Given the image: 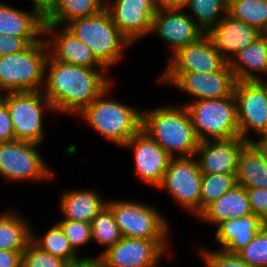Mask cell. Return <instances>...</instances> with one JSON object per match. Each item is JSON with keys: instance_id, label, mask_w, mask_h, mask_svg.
<instances>
[{"instance_id": "1", "label": "cell", "mask_w": 267, "mask_h": 267, "mask_svg": "<svg viewBox=\"0 0 267 267\" xmlns=\"http://www.w3.org/2000/svg\"><path fill=\"white\" fill-rule=\"evenodd\" d=\"M47 69L42 92L57 113L79 114L112 85L106 68L79 67L49 55Z\"/></svg>"}, {"instance_id": "2", "label": "cell", "mask_w": 267, "mask_h": 267, "mask_svg": "<svg viewBox=\"0 0 267 267\" xmlns=\"http://www.w3.org/2000/svg\"><path fill=\"white\" fill-rule=\"evenodd\" d=\"M142 111V130L172 158L195 156L199 145L185 105Z\"/></svg>"}, {"instance_id": "3", "label": "cell", "mask_w": 267, "mask_h": 267, "mask_svg": "<svg viewBox=\"0 0 267 267\" xmlns=\"http://www.w3.org/2000/svg\"><path fill=\"white\" fill-rule=\"evenodd\" d=\"M109 89L110 87L79 114L104 138L123 147L142 129V112L132 106L105 99Z\"/></svg>"}, {"instance_id": "4", "label": "cell", "mask_w": 267, "mask_h": 267, "mask_svg": "<svg viewBox=\"0 0 267 267\" xmlns=\"http://www.w3.org/2000/svg\"><path fill=\"white\" fill-rule=\"evenodd\" d=\"M49 47L44 38L24 51L0 57V90L3 92L41 91ZM0 91V95L3 93Z\"/></svg>"}, {"instance_id": "5", "label": "cell", "mask_w": 267, "mask_h": 267, "mask_svg": "<svg viewBox=\"0 0 267 267\" xmlns=\"http://www.w3.org/2000/svg\"><path fill=\"white\" fill-rule=\"evenodd\" d=\"M65 27L88 45L106 69L116 64L123 57L124 50L132 46L113 23L106 9L90 17L75 19Z\"/></svg>"}, {"instance_id": "6", "label": "cell", "mask_w": 267, "mask_h": 267, "mask_svg": "<svg viewBox=\"0 0 267 267\" xmlns=\"http://www.w3.org/2000/svg\"><path fill=\"white\" fill-rule=\"evenodd\" d=\"M200 142L240 136L234 94L220 99H201L183 104Z\"/></svg>"}, {"instance_id": "7", "label": "cell", "mask_w": 267, "mask_h": 267, "mask_svg": "<svg viewBox=\"0 0 267 267\" xmlns=\"http://www.w3.org/2000/svg\"><path fill=\"white\" fill-rule=\"evenodd\" d=\"M0 98L8 108L13 122L15 140L41 144L45 137L43 112L45 109L54 111L42 90L7 92L6 94L2 93Z\"/></svg>"}, {"instance_id": "8", "label": "cell", "mask_w": 267, "mask_h": 267, "mask_svg": "<svg viewBox=\"0 0 267 267\" xmlns=\"http://www.w3.org/2000/svg\"><path fill=\"white\" fill-rule=\"evenodd\" d=\"M122 237L168 240L169 223L156 208L133 201L109 200Z\"/></svg>"}, {"instance_id": "9", "label": "cell", "mask_w": 267, "mask_h": 267, "mask_svg": "<svg viewBox=\"0 0 267 267\" xmlns=\"http://www.w3.org/2000/svg\"><path fill=\"white\" fill-rule=\"evenodd\" d=\"M38 146L20 140L0 142V176L12 181L53 178L54 172L42 159L36 148Z\"/></svg>"}, {"instance_id": "10", "label": "cell", "mask_w": 267, "mask_h": 267, "mask_svg": "<svg viewBox=\"0 0 267 267\" xmlns=\"http://www.w3.org/2000/svg\"><path fill=\"white\" fill-rule=\"evenodd\" d=\"M193 157L171 158L157 188L167 190L176 203L199 216L202 172Z\"/></svg>"}, {"instance_id": "11", "label": "cell", "mask_w": 267, "mask_h": 267, "mask_svg": "<svg viewBox=\"0 0 267 267\" xmlns=\"http://www.w3.org/2000/svg\"><path fill=\"white\" fill-rule=\"evenodd\" d=\"M161 82L172 84L194 96L195 100L220 99L232 96L236 79L229 65L221 71L202 72H163Z\"/></svg>"}, {"instance_id": "12", "label": "cell", "mask_w": 267, "mask_h": 267, "mask_svg": "<svg viewBox=\"0 0 267 267\" xmlns=\"http://www.w3.org/2000/svg\"><path fill=\"white\" fill-rule=\"evenodd\" d=\"M266 81H236L234 87L240 136L248 142L250 130L260 137L267 129Z\"/></svg>"}, {"instance_id": "13", "label": "cell", "mask_w": 267, "mask_h": 267, "mask_svg": "<svg viewBox=\"0 0 267 267\" xmlns=\"http://www.w3.org/2000/svg\"><path fill=\"white\" fill-rule=\"evenodd\" d=\"M168 240L122 237L100 257L107 267H158Z\"/></svg>"}, {"instance_id": "14", "label": "cell", "mask_w": 267, "mask_h": 267, "mask_svg": "<svg viewBox=\"0 0 267 267\" xmlns=\"http://www.w3.org/2000/svg\"><path fill=\"white\" fill-rule=\"evenodd\" d=\"M105 9L131 44L151 32L158 11L155 0H106Z\"/></svg>"}, {"instance_id": "15", "label": "cell", "mask_w": 267, "mask_h": 267, "mask_svg": "<svg viewBox=\"0 0 267 267\" xmlns=\"http://www.w3.org/2000/svg\"><path fill=\"white\" fill-rule=\"evenodd\" d=\"M168 62L164 72L211 73L221 71L228 64L207 33L177 50Z\"/></svg>"}, {"instance_id": "16", "label": "cell", "mask_w": 267, "mask_h": 267, "mask_svg": "<svg viewBox=\"0 0 267 267\" xmlns=\"http://www.w3.org/2000/svg\"><path fill=\"white\" fill-rule=\"evenodd\" d=\"M123 147L134 151L136 175L146 184L158 187L172 157L142 129Z\"/></svg>"}, {"instance_id": "17", "label": "cell", "mask_w": 267, "mask_h": 267, "mask_svg": "<svg viewBox=\"0 0 267 267\" xmlns=\"http://www.w3.org/2000/svg\"><path fill=\"white\" fill-rule=\"evenodd\" d=\"M152 33L171 46V55L205 34L185 9L158 10L153 19Z\"/></svg>"}, {"instance_id": "18", "label": "cell", "mask_w": 267, "mask_h": 267, "mask_svg": "<svg viewBox=\"0 0 267 267\" xmlns=\"http://www.w3.org/2000/svg\"><path fill=\"white\" fill-rule=\"evenodd\" d=\"M248 143L241 136L199 142L195 157L202 174H236L241 150Z\"/></svg>"}, {"instance_id": "19", "label": "cell", "mask_w": 267, "mask_h": 267, "mask_svg": "<svg viewBox=\"0 0 267 267\" xmlns=\"http://www.w3.org/2000/svg\"><path fill=\"white\" fill-rule=\"evenodd\" d=\"M56 25H44L45 34H53L50 40H46L49 55L56 61L73 64L79 67L105 68L92 54L91 49L78 39L72 32L63 26L60 33H57Z\"/></svg>"}, {"instance_id": "20", "label": "cell", "mask_w": 267, "mask_h": 267, "mask_svg": "<svg viewBox=\"0 0 267 267\" xmlns=\"http://www.w3.org/2000/svg\"><path fill=\"white\" fill-rule=\"evenodd\" d=\"M207 34L215 48L229 62L236 53L254 43L264 33L227 14Z\"/></svg>"}, {"instance_id": "21", "label": "cell", "mask_w": 267, "mask_h": 267, "mask_svg": "<svg viewBox=\"0 0 267 267\" xmlns=\"http://www.w3.org/2000/svg\"><path fill=\"white\" fill-rule=\"evenodd\" d=\"M266 224L260 216L254 214L226 220L218 225L215 240L219 243L221 251L238 254Z\"/></svg>"}, {"instance_id": "22", "label": "cell", "mask_w": 267, "mask_h": 267, "mask_svg": "<svg viewBox=\"0 0 267 267\" xmlns=\"http://www.w3.org/2000/svg\"><path fill=\"white\" fill-rule=\"evenodd\" d=\"M253 214L246 189L235 185L220 198L210 204L199 216V219L218 226L221 222L238 219Z\"/></svg>"}, {"instance_id": "23", "label": "cell", "mask_w": 267, "mask_h": 267, "mask_svg": "<svg viewBox=\"0 0 267 267\" xmlns=\"http://www.w3.org/2000/svg\"><path fill=\"white\" fill-rule=\"evenodd\" d=\"M228 65L236 81H262L255 72L267 76V34L236 53Z\"/></svg>"}, {"instance_id": "24", "label": "cell", "mask_w": 267, "mask_h": 267, "mask_svg": "<svg viewBox=\"0 0 267 267\" xmlns=\"http://www.w3.org/2000/svg\"><path fill=\"white\" fill-rule=\"evenodd\" d=\"M60 200L62 220L91 223L93 217L106 205L95 190L66 191Z\"/></svg>"}, {"instance_id": "25", "label": "cell", "mask_w": 267, "mask_h": 267, "mask_svg": "<svg viewBox=\"0 0 267 267\" xmlns=\"http://www.w3.org/2000/svg\"><path fill=\"white\" fill-rule=\"evenodd\" d=\"M44 36V21L32 10L25 12L0 2V35Z\"/></svg>"}, {"instance_id": "26", "label": "cell", "mask_w": 267, "mask_h": 267, "mask_svg": "<svg viewBox=\"0 0 267 267\" xmlns=\"http://www.w3.org/2000/svg\"><path fill=\"white\" fill-rule=\"evenodd\" d=\"M236 183L245 189H267V166L258 149L248 142L240 152Z\"/></svg>"}, {"instance_id": "27", "label": "cell", "mask_w": 267, "mask_h": 267, "mask_svg": "<svg viewBox=\"0 0 267 267\" xmlns=\"http://www.w3.org/2000/svg\"><path fill=\"white\" fill-rule=\"evenodd\" d=\"M29 226L14 210L0 214V250L23 252L31 241Z\"/></svg>"}, {"instance_id": "28", "label": "cell", "mask_w": 267, "mask_h": 267, "mask_svg": "<svg viewBox=\"0 0 267 267\" xmlns=\"http://www.w3.org/2000/svg\"><path fill=\"white\" fill-rule=\"evenodd\" d=\"M105 9V0H59L44 25L66 26L71 21L90 17Z\"/></svg>"}, {"instance_id": "29", "label": "cell", "mask_w": 267, "mask_h": 267, "mask_svg": "<svg viewBox=\"0 0 267 267\" xmlns=\"http://www.w3.org/2000/svg\"><path fill=\"white\" fill-rule=\"evenodd\" d=\"M228 5L225 0H189L186 7L195 23L204 33H208L228 14Z\"/></svg>"}, {"instance_id": "30", "label": "cell", "mask_w": 267, "mask_h": 267, "mask_svg": "<svg viewBox=\"0 0 267 267\" xmlns=\"http://www.w3.org/2000/svg\"><path fill=\"white\" fill-rule=\"evenodd\" d=\"M228 14L267 34V2L265 0H233L228 5Z\"/></svg>"}, {"instance_id": "31", "label": "cell", "mask_w": 267, "mask_h": 267, "mask_svg": "<svg viewBox=\"0 0 267 267\" xmlns=\"http://www.w3.org/2000/svg\"><path fill=\"white\" fill-rule=\"evenodd\" d=\"M41 238L42 239L39 237L38 239L34 232L31 233V241L41 250L48 252L55 257L67 260L70 264H73L80 259L57 223L45 233L44 237Z\"/></svg>"}, {"instance_id": "32", "label": "cell", "mask_w": 267, "mask_h": 267, "mask_svg": "<svg viewBox=\"0 0 267 267\" xmlns=\"http://www.w3.org/2000/svg\"><path fill=\"white\" fill-rule=\"evenodd\" d=\"M91 234L92 240H95L99 245L106 246L99 256L121 240L122 235L119 227L115 222L112 210L107 205L93 217Z\"/></svg>"}, {"instance_id": "33", "label": "cell", "mask_w": 267, "mask_h": 267, "mask_svg": "<svg viewBox=\"0 0 267 267\" xmlns=\"http://www.w3.org/2000/svg\"><path fill=\"white\" fill-rule=\"evenodd\" d=\"M235 175L222 173L202 174L200 214L237 184Z\"/></svg>"}, {"instance_id": "34", "label": "cell", "mask_w": 267, "mask_h": 267, "mask_svg": "<svg viewBox=\"0 0 267 267\" xmlns=\"http://www.w3.org/2000/svg\"><path fill=\"white\" fill-rule=\"evenodd\" d=\"M238 256L251 267H267V224Z\"/></svg>"}, {"instance_id": "35", "label": "cell", "mask_w": 267, "mask_h": 267, "mask_svg": "<svg viewBox=\"0 0 267 267\" xmlns=\"http://www.w3.org/2000/svg\"><path fill=\"white\" fill-rule=\"evenodd\" d=\"M67 260L55 257L41 250L30 241L22 253L21 267H69Z\"/></svg>"}, {"instance_id": "36", "label": "cell", "mask_w": 267, "mask_h": 267, "mask_svg": "<svg viewBox=\"0 0 267 267\" xmlns=\"http://www.w3.org/2000/svg\"><path fill=\"white\" fill-rule=\"evenodd\" d=\"M56 223L61 227L76 253H78V247H84V245L92 241L91 223L73 220H61Z\"/></svg>"}, {"instance_id": "37", "label": "cell", "mask_w": 267, "mask_h": 267, "mask_svg": "<svg viewBox=\"0 0 267 267\" xmlns=\"http://www.w3.org/2000/svg\"><path fill=\"white\" fill-rule=\"evenodd\" d=\"M198 249L207 267H251L238 254H229L221 250L209 251L201 247Z\"/></svg>"}, {"instance_id": "38", "label": "cell", "mask_w": 267, "mask_h": 267, "mask_svg": "<svg viewBox=\"0 0 267 267\" xmlns=\"http://www.w3.org/2000/svg\"><path fill=\"white\" fill-rule=\"evenodd\" d=\"M41 39V37H15L1 34L0 57L24 51L31 44L39 42Z\"/></svg>"}, {"instance_id": "39", "label": "cell", "mask_w": 267, "mask_h": 267, "mask_svg": "<svg viewBox=\"0 0 267 267\" xmlns=\"http://www.w3.org/2000/svg\"><path fill=\"white\" fill-rule=\"evenodd\" d=\"M250 208L254 215L260 216L267 223V189H246Z\"/></svg>"}, {"instance_id": "40", "label": "cell", "mask_w": 267, "mask_h": 267, "mask_svg": "<svg viewBox=\"0 0 267 267\" xmlns=\"http://www.w3.org/2000/svg\"><path fill=\"white\" fill-rule=\"evenodd\" d=\"M15 140L13 122L6 103L0 98V142Z\"/></svg>"}, {"instance_id": "41", "label": "cell", "mask_w": 267, "mask_h": 267, "mask_svg": "<svg viewBox=\"0 0 267 267\" xmlns=\"http://www.w3.org/2000/svg\"><path fill=\"white\" fill-rule=\"evenodd\" d=\"M59 0H33L32 9L43 21L55 10Z\"/></svg>"}, {"instance_id": "42", "label": "cell", "mask_w": 267, "mask_h": 267, "mask_svg": "<svg viewBox=\"0 0 267 267\" xmlns=\"http://www.w3.org/2000/svg\"><path fill=\"white\" fill-rule=\"evenodd\" d=\"M22 253L9 250H0V267H21Z\"/></svg>"}, {"instance_id": "43", "label": "cell", "mask_w": 267, "mask_h": 267, "mask_svg": "<svg viewBox=\"0 0 267 267\" xmlns=\"http://www.w3.org/2000/svg\"><path fill=\"white\" fill-rule=\"evenodd\" d=\"M189 0H155L158 10L184 9Z\"/></svg>"}, {"instance_id": "44", "label": "cell", "mask_w": 267, "mask_h": 267, "mask_svg": "<svg viewBox=\"0 0 267 267\" xmlns=\"http://www.w3.org/2000/svg\"><path fill=\"white\" fill-rule=\"evenodd\" d=\"M79 267H107L105 261L100 257H80Z\"/></svg>"}, {"instance_id": "45", "label": "cell", "mask_w": 267, "mask_h": 267, "mask_svg": "<svg viewBox=\"0 0 267 267\" xmlns=\"http://www.w3.org/2000/svg\"><path fill=\"white\" fill-rule=\"evenodd\" d=\"M259 140H251L250 142L258 149V151L261 153L264 162L267 166V139L264 138H258Z\"/></svg>"}, {"instance_id": "46", "label": "cell", "mask_w": 267, "mask_h": 267, "mask_svg": "<svg viewBox=\"0 0 267 267\" xmlns=\"http://www.w3.org/2000/svg\"><path fill=\"white\" fill-rule=\"evenodd\" d=\"M69 267H79V259L75 261L73 264H70Z\"/></svg>"}, {"instance_id": "47", "label": "cell", "mask_w": 267, "mask_h": 267, "mask_svg": "<svg viewBox=\"0 0 267 267\" xmlns=\"http://www.w3.org/2000/svg\"><path fill=\"white\" fill-rule=\"evenodd\" d=\"M258 138H264V139H267V129L266 131Z\"/></svg>"}, {"instance_id": "48", "label": "cell", "mask_w": 267, "mask_h": 267, "mask_svg": "<svg viewBox=\"0 0 267 267\" xmlns=\"http://www.w3.org/2000/svg\"><path fill=\"white\" fill-rule=\"evenodd\" d=\"M228 4H230L233 0H225Z\"/></svg>"}]
</instances>
